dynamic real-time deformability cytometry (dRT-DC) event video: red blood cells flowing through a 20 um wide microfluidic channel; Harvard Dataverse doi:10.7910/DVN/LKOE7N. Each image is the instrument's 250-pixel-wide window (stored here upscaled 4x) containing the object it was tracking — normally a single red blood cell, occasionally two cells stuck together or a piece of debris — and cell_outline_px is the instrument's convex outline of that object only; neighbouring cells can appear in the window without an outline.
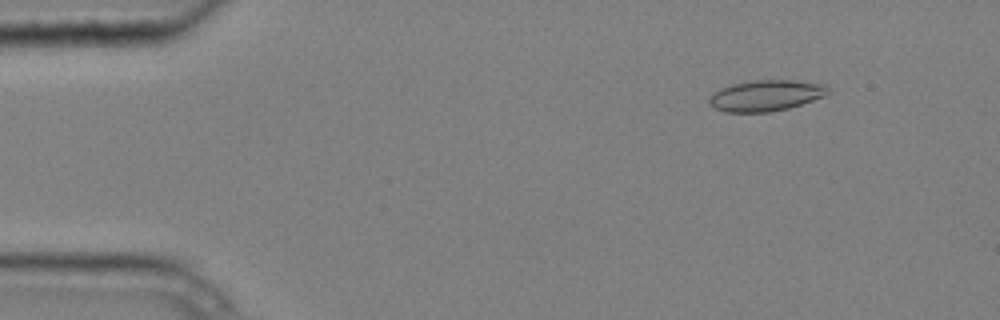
{"species": "common noctule bat (a hibernating species)", "species_latin": "Nyctalus noctula", "temperature_condition": "cold", "stored_images_in_passage": 8, "camera_frame_rate_fps": 3000, "um_per_image_px": 0.085, "animal": {"sex": "male", "body_mass_g": 20.4}, "frame": {"image": 1, "passage_image": 2, "time_ms": 0.333, "image_size_px": [1000, 320], "cell_outline_px": [[828, 92], [824, 96], [788, 108], [768, 112], [724, 112], [708, 104], [708, 100], [720, 88], [732, 84], [752, 80], [792, 80], [824, 84], [828, 88]], "centroid_in_image_um": [65.08, 8.12], "position_along_channel_um": 19.9, "area_um2": 21.21}}
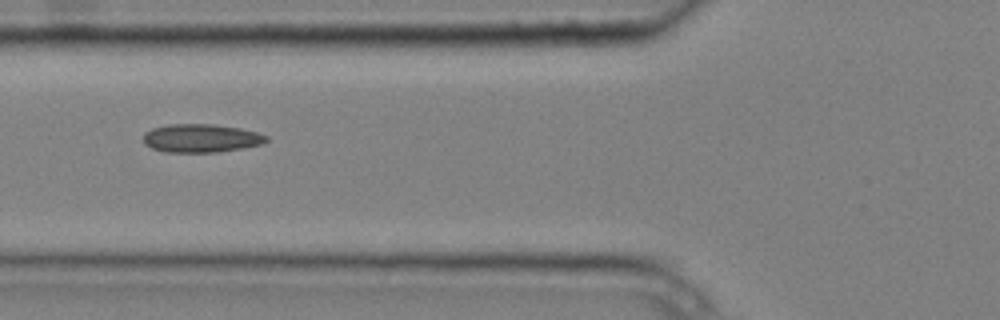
{"frame": {"image": 2, "passage_image": 6, "time_ms": 1.667, "image_size_px": [1000, 320], "cell_outline_px": [[268, 140], [264, 144], [244, 148], [216, 152], [164, 152], [152, 148], [144, 144], [144, 132], [152, 128], [168, 124], [212, 124], [240, 128], [256, 132], [268, 136]], "centroid_in_image_um": [17.1, 11.75], "position_along_channel_um": 108.7, "area_um2": 20.46}}
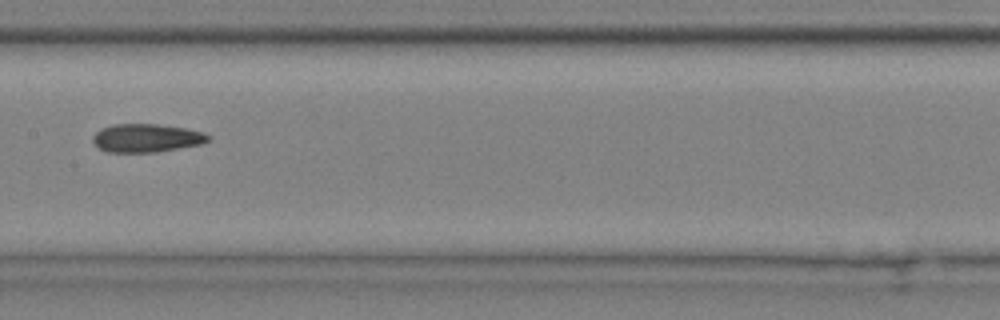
{"frame": {"image": 3, "passage_image": 8, "time_ms": 2.333, "image_size_px": [1000, 320], "cell_outline_px": [[212, 140], [200, 144], [156, 152], [108, 152], [100, 148], [92, 140], [92, 136], [100, 128], [112, 124], [156, 124], [184, 128], [204, 132], [212, 136]], "centroid_in_image_um": [12.46, 11.72], "position_along_channel_um": 194.9, "area_um2": 19.07}}